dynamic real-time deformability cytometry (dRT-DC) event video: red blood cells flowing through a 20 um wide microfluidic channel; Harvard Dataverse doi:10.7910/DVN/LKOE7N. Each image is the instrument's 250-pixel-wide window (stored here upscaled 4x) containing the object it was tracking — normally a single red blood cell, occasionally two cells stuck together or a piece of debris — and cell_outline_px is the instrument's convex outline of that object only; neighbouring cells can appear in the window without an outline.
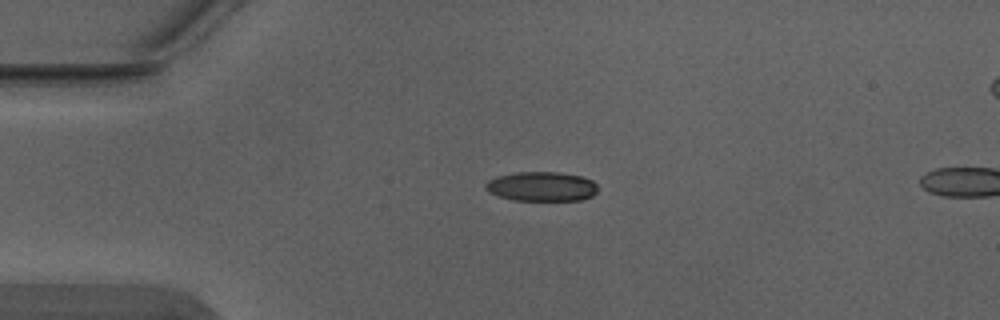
{"species": "Egyptian fruit bat (a non-hibernating species)", "species_latin": "Rousettus aegyptiacus", "temperature_condition": "warm", "stored_images_in_passage": 3, "camera_frame_rate_fps": 3000, "um_per_image_px": 0.085, "animal": {"sex": "male"}, "frame": {"image": 1, "passage_image": 1, "time_ms": 0.0, "image_size_px": [1000, 320], "cell_outline_px": [[596, 192], [592, 196], [580, 200], [512, 200], [500, 196], [484, 188], [484, 184], [488, 180], [496, 176], [516, 172], [560, 172], [580, 176], [592, 180], [596, 184]], "centroid_in_image_um": [46.02, 15.84], "position_along_channel_um": 39.0, "area_um2": 19.19}}